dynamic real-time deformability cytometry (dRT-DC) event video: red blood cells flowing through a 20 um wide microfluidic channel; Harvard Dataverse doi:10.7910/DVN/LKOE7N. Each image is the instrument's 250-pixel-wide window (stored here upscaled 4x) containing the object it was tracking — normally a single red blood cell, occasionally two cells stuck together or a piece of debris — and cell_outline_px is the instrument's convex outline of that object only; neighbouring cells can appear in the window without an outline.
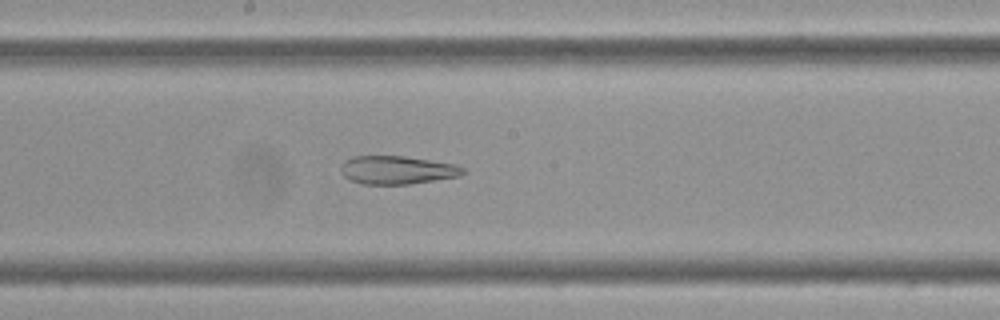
{"species": "Egyptian fruit bat (a non-hibernating species)", "species_latin": "Rousettus aegyptiacus", "temperature_condition": "cold", "stored_images_in_passage": 59, "camera_frame_rate_fps": 3000, "um_per_image_px": 0.085, "frame": {"image": 1, "passage_image": 32, "time_ms": 10.333, "image_size_px": [1000, 320], "cell_outline_px": [[468, 172], [460, 176], [408, 184], [360, 184], [348, 180], [340, 172], [340, 164], [344, 160], [352, 156], [404, 156], [456, 164], [464, 168]], "centroid_in_image_um": [33.72, 14.45], "position_along_channel_um": 214.5, "area_um2": 20.4}}
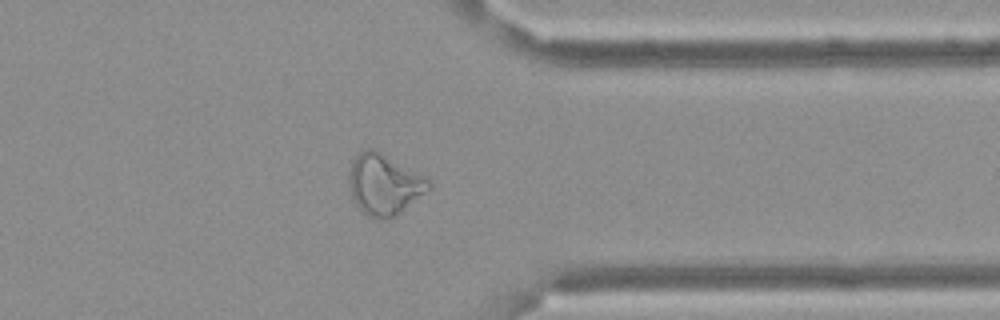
{"frame": {"image": 2, "passage_image": 47, "time_ms": 15.333, "image_size_px": [1000, 320], "cell_outline_px": [[432, 188], [400, 212], [392, 216], [368, 216], [356, 204], [352, 196], [348, 172], [352, 160], [364, 148], [372, 148], [380, 152], [428, 180], [432, 184]], "centroid_in_image_um": [32.63, 15.64], "position_along_channel_um": 378.8, "area_um2": 27.17}}
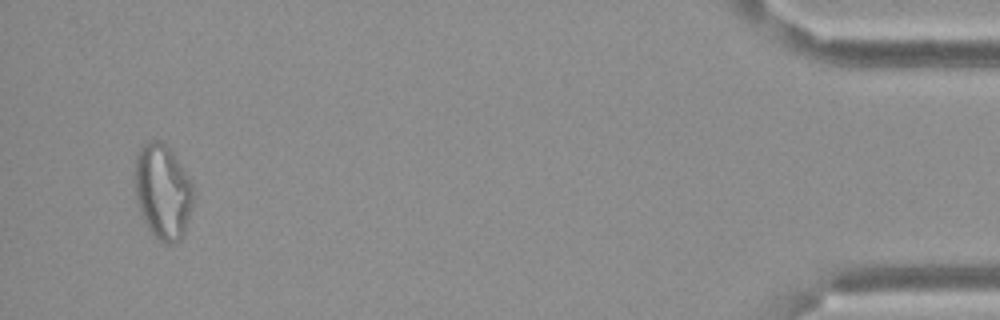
{"frame": {"image": 3, "passage_image": 57, "time_ms": 18.667, "image_size_px": [1000, 320], "cell_outline_px": [[192, 200], [184, 232], [180, 240], [172, 244], [168, 244], [160, 240], [148, 228], [140, 212], [136, 196], [132, 176], [136, 156], [140, 148], [148, 140], [160, 140], [168, 148], [192, 184]], "centroid_in_image_um": [13.77, 16.27], "position_along_channel_um": 421.4, "area_um2": 31.85}, "authors_computed_cell_mechanics": {"area_um2": 28.9, "velocity_mm_per_s": 3.3926, "shape_relaxation_time_tau1_ms": null, "shape_relaxation_time_tau2_ms": 4.3089, "deformation_change_tau1": null, "deformation_change_tau2": 0.1509}}